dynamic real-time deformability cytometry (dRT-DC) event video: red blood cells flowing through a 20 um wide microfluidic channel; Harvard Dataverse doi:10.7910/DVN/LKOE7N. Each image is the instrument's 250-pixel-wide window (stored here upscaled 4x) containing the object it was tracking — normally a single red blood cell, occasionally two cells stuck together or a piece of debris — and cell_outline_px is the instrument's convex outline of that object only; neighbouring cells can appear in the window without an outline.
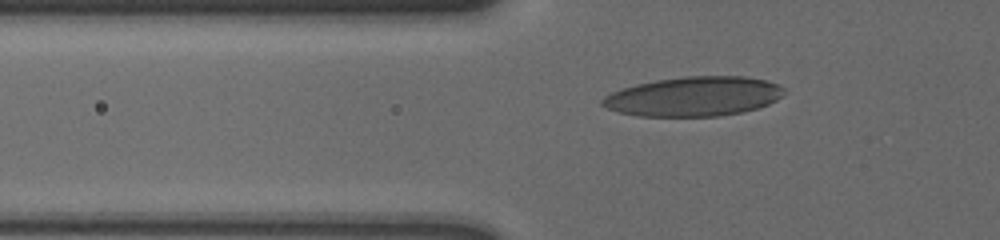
{"species": "human", "species_latin": "Homo sapiens", "temperature_condition": "cold", "stored_images_in_passage": 41, "camera_frame_rate_fps": 3000, "um_per_image_px": 0.085, "donor": {"sex": "male"}, "frame": {"image": 1, "passage_image": 4, "time_ms": 1.0, "image_size_px": [1000, 240], "cell_outline_px": [[784, 92], [776, 100], [768, 104], [756, 108], [740, 112], [720, 116], [640, 116], [620, 112], [608, 108], [600, 104], [600, 100], [604, 96], [612, 92], [636, 84], [656, 80], [684, 76], [744, 76], [764, 80], [776, 84], [784, 88]], "centroid_in_image_um": [58.95, 8.19], "position_along_channel_um": 66.9, "area_um2": 41.56}}
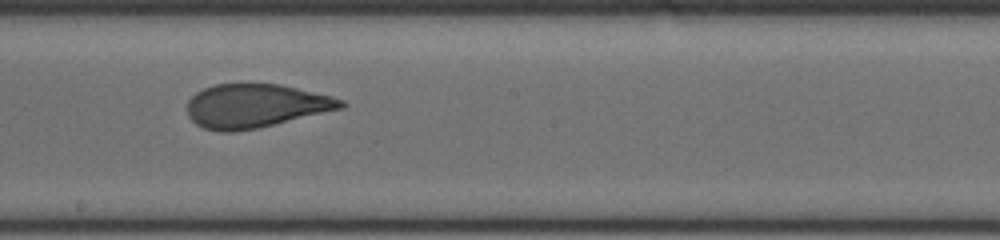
{"frame": {"image": 2, "passage_image": 18, "time_ms": 5.667, "image_size_px": [1000, 240], "cell_outline_px": [[348, 104], [344, 108], [260, 128], [236, 132], [220, 132], [204, 128], [196, 124], [188, 116], [188, 100], [196, 92], [212, 84], [244, 80], [280, 84], [332, 96], [344, 100]], "centroid_in_image_um": [21.72, 8.96], "position_along_channel_um": 226.5, "area_um2": 40.46}}
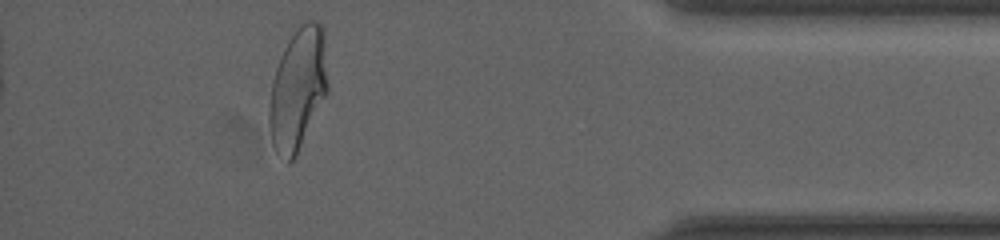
{"frame": {"image": 3, "passage_image": 36, "time_ms": 11.667, "image_size_px": [1000, 240], "cell_outline_px": [[328, 92], [296, 156], [288, 164], [276, 152], [272, 144], [268, 124], [268, 108], [272, 80], [276, 68], [284, 48], [288, 40], [308, 20], [316, 20], [324, 28], [328, 84]], "centroid_in_image_um": [25.32, 7.6], "position_along_channel_um": 409.9, "area_um2": 41.79}, "authors_computed_cell_mechanics": {"area_um2": 40.46, "velocity_mm_per_s": 3.5997, "shape_relaxation_time_tau1_ms": 7.1768, "shape_relaxation_time_tau2_ms": 0.9261, "deformation_change_tau1": 0.2178, "deformation_change_tau2": 0.0731}}